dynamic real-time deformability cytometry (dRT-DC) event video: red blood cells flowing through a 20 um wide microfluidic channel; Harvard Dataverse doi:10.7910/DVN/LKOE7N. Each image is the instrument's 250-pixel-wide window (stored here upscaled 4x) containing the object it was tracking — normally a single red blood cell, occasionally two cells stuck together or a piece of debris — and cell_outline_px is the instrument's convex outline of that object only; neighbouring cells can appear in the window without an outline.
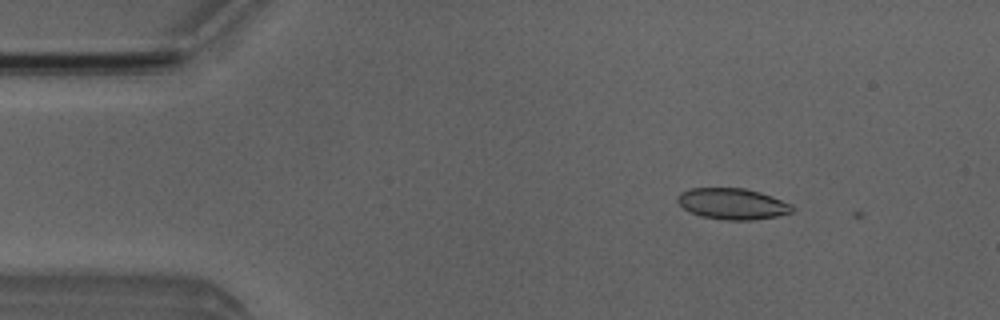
{"species": "Egyptian fruit bat (a non-hibernating species)", "species_latin": "Rousettus aegyptiacus", "temperature_condition": "room temperature", "stored_images_in_passage": 3, "camera_frame_rate_fps": 3000, "um_per_image_px": 0.085, "animal": {"sex": "male"}, "frame": {"image": 1, "passage_image": 2, "time_ms": 1.333, "image_size_px": [1000, 320], "cell_outline_px": [[792, 212], [776, 216], [752, 220], [728, 220], [700, 216], [684, 208], [676, 200], [676, 196], [680, 192], [688, 188], [744, 188], [760, 192], [772, 196], [792, 204]], "centroid_in_image_um": [62.23, 17.31], "position_along_channel_um": 22.8, "area_um2": 20.75}}